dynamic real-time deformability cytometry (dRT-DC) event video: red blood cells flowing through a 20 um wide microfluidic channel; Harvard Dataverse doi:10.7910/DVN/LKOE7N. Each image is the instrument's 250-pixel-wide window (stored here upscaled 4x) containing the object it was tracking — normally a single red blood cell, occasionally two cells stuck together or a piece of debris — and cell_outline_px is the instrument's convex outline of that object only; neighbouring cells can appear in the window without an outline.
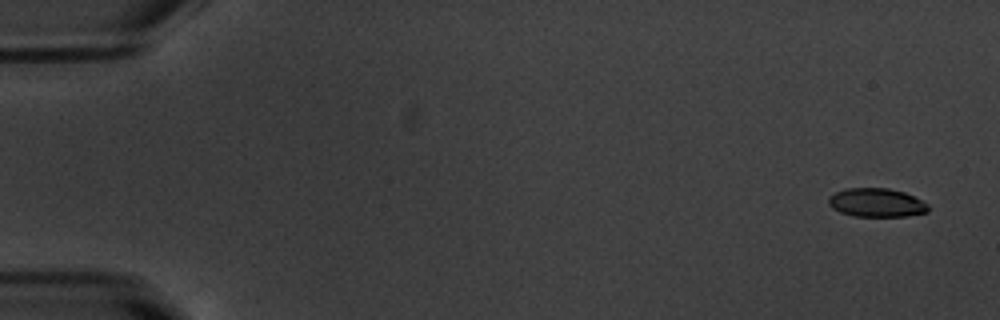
{"species": "common noctule bat (a hibernating species)", "species_latin": "Nyctalus noctula", "temperature_condition": "warm", "stored_images_in_passage": 53, "camera_frame_rate_fps": 3000, "um_per_image_px": 0.085, "animal": {"sex": "male", "body_mass_g": 20.1, "forearm_length_mm": 53.5}, "frame": {"image": 1, "passage_image": 1, "time_ms": 0.0, "image_size_px": [1000, 320], "cell_outline_px": [[928, 212], [908, 216], [856, 216], [840, 212], [832, 208], [828, 204], [828, 196], [844, 188], [888, 188], [904, 192], [928, 204]], "centroid_in_image_um": [74.47, 17.22], "position_along_channel_um": 10.5, "area_um2": 16.65}}
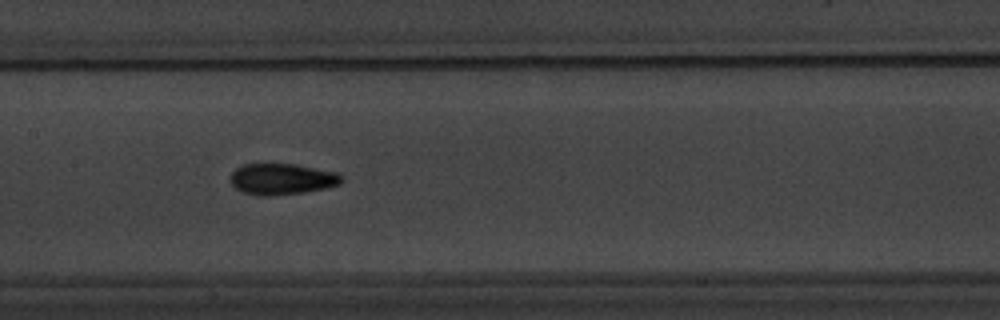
{"frame": {"image": 2, "passage_image": 26, "time_ms": 8.333, "image_size_px": [1000, 320], "cell_outline_px": [[344, 180], [340, 184], [328, 188], [304, 192], [272, 196], [256, 196], [244, 192], [236, 188], [232, 184], [232, 172], [236, 168], [244, 164], [296, 164], [336, 172], [344, 176]], "centroid_in_image_um": [24.02, 15.23], "position_along_channel_um": 183.4, "area_um2": 20.29}}
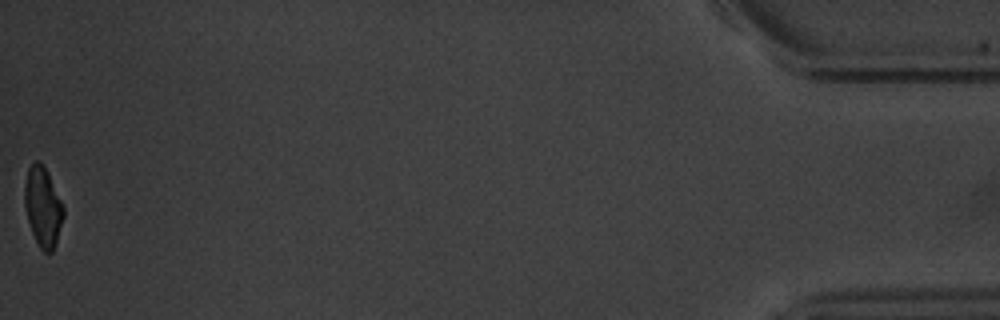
{"frame": {"image": 3, "passage_image": 53, "time_ms": 17.333, "image_size_px": [1000, 320], "cell_outline_px": [[64, 216], [52, 252], [44, 252], [40, 248], [32, 232], [28, 220], [24, 204], [24, 184], [28, 168], [36, 160], [40, 160], [44, 164], [64, 208]], "centroid_in_image_um": [3.63, 17.53], "position_along_channel_um": 431.6, "area_um2": 17.86}, "authors_computed_cell_mechanics": {"area_um2": 18.6694, "velocity_mm_per_s": 3.7772, "shape_relaxation_time_tau1_ms": 2.8504, "shape_relaxation_time_tau2_ms": 2.8332, "deformation_change_tau1": 0.1443, "deformation_change_tau2": 0.0946}}